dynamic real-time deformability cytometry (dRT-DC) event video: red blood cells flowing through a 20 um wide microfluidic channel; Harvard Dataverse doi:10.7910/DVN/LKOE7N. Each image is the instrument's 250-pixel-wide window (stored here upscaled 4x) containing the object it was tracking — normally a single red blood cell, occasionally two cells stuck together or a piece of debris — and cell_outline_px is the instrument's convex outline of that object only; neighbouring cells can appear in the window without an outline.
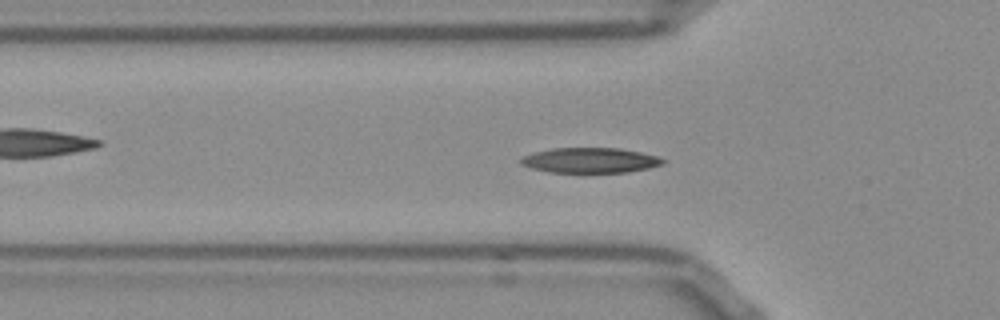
{"species": "Egyptian fruit bat (a non-hibernating species)", "species_latin": "Rousettus aegyptiacus", "temperature_condition": "room temperature", "stored_images_in_passage": 53, "camera_frame_rate_fps": 3000, "um_per_image_px": 0.085, "frame": {"image": 1, "passage_image": 16, "time_ms": 5.0, "image_size_px": [1000, 320], "cell_outline_px": [[668, 160], [664, 164], [648, 168], [628, 172], [548, 172], [532, 168], [520, 164], [520, 160], [524, 156], [532, 152], [552, 148], [620, 148], [640, 152], [656, 156]], "centroid_in_image_um": [50.17, 13.62], "position_along_channel_um": 75.6, "area_um2": 20.87}, "authors_computed_cell_mechanics": {"area_um2": 20.2878, "velocity_mm_per_s": 3.8053, "shape_relaxation_time_tau1_ms": 3.1541, "shape_relaxation_time_tau2_ms": 1.9401, "deformation_change_tau1": 0.145, "deformation_change_tau2": 0.0755}}